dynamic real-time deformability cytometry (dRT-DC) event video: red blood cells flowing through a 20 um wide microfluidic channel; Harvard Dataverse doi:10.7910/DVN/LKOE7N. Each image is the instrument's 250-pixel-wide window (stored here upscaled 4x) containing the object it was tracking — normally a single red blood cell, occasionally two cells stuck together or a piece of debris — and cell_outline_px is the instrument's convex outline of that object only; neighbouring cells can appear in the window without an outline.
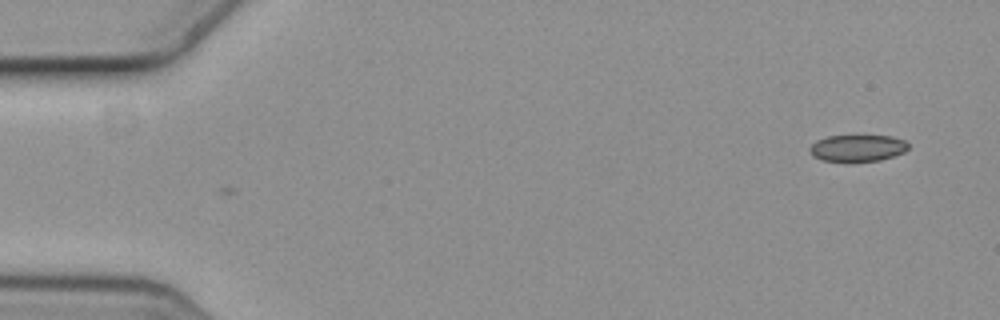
{"species": "common noctule bat (a hibernating species)", "species_latin": "Nyctalus noctula", "temperature_condition": "cold", "stored_images_in_passage": 5, "camera_frame_rate_fps": 3000, "um_per_image_px": 0.085, "animal": {"sex": "female", "body_mass_g": 19.3, "forearm_length_mm": 54.1}, "frame": {"image": 1, "passage_image": 5, "time_ms": 1.333, "image_size_px": [1000, 320], "cell_outline_px": [[908, 148], [904, 152], [880, 160], [824, 160], [812, 156], [808, 152], [808, 148], [816, 140], [828, 136], [892, 136], [904, 140], [908, 144]], "centroid_in_image_um": [72.86, 12.56], "position_along_channel_um": 12.1, "area_um2": 15.03}}